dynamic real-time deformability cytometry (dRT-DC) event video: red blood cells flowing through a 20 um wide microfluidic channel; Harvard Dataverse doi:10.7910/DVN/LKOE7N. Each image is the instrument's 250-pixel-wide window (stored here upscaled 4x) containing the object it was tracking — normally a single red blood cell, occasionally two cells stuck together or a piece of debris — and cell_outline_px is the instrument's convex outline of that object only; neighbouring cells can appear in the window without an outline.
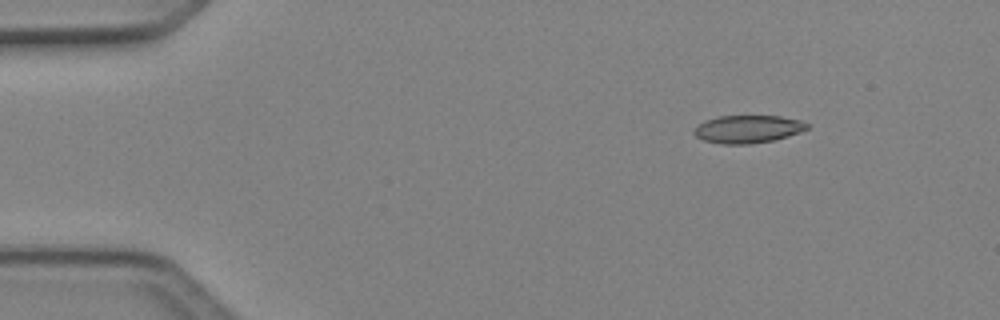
{"species": "Egyptian fruit bat (a non-hibernating species)", "species_latin": "Rousettus aegyptiacus", "temperature_condition": "cold", "stored_images_in_passage": 4, "camera_frame_rate_fps": 3000, "um_per_image_px": 0.085, "animal": {"sex": "female"}, "frame": {"image": 1, "passage_image": 2, "time_ms": 0.333, "image_size_px": [1000, 320], "cell_outline_px": [[808, 128], [800, 132], [788, 136], [772, 140], [748, 144], [724, 144], [704, 140], [696, 136], [692, 132], [692, 128], [704, 120], [720, 116], [780, 116], [800, 120], [808, 124]], "centroid_in_image_um": [63.52, 10.97], "position_along_channel_um": 21.5, "area_um2": 18.26}}